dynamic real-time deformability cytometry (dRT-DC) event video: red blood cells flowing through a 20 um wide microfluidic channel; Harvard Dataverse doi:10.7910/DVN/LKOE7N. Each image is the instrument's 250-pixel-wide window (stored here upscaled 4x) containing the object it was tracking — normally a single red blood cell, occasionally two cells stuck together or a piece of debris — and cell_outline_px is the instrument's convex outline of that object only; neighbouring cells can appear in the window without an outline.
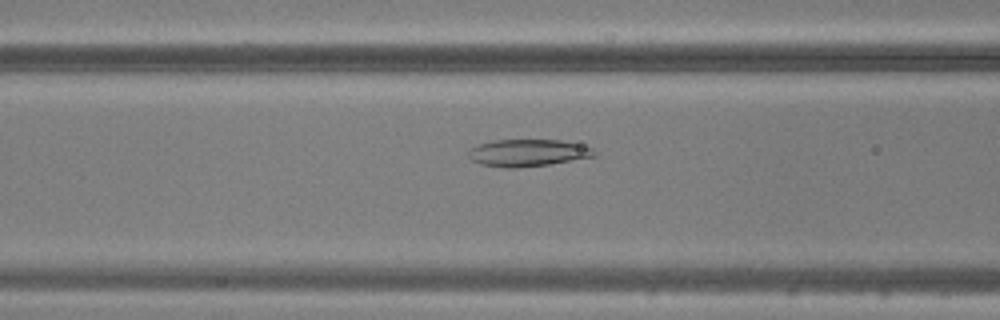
{"species": "common noctule bat (a hibernating species)", "species_latin": "Nyctalus noctula", "temperature_condition": "warm", "stored_images_in_passage": 49, "camera_frame_rate_fps": 3000, "um_per_image_px": 0.085, "animal": {"sex": "male", "body_mass_g": 20.5, "forearm_length_mm": 52.5}, "frame": {"image": 1, "passage_image": 20, "time_ms": 6.333, "image_size_px": [1000, 320], "cell_outline_px": [[596, 156], [548, 164], [516, 168], [504, 168], [480, 164], [472, 160], [468, 156], [468, 152], [472, 148], [480, 144], [496, 140], [560, 140], [592, 148], [596, 152]], "centroid_in_image_um": [44.84, 13.0], "position_along_channel_um": 121.8, "area_um2": 19.59}}
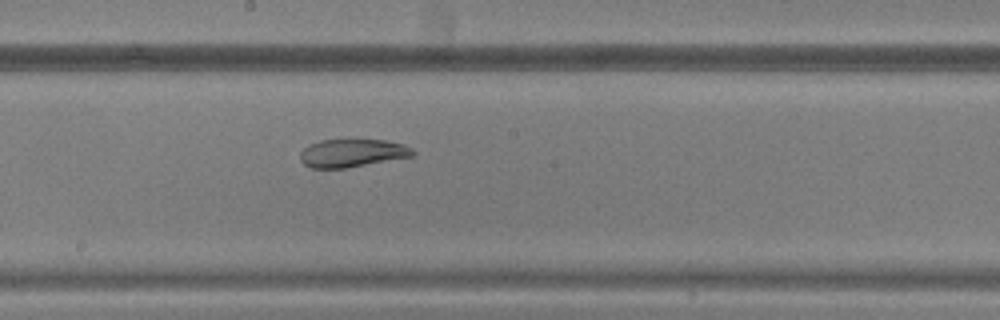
{"frame": {"image": 2, "passage_image": 27, "time_ms": 8.667, "image_size_px": [1000, 320], "cell_outline_px": [[416, 156], [344, 168], [312, 168], [304, 164], [300, 160], [300, 152], [308, 144], [320, 140], [384, 140], [404, 144], [412, 148], [416, 152]], "centroid_in_image_um": [29.96, 13.01], "position_along_channel_um": 218.2, "area_um2": 18.5}}
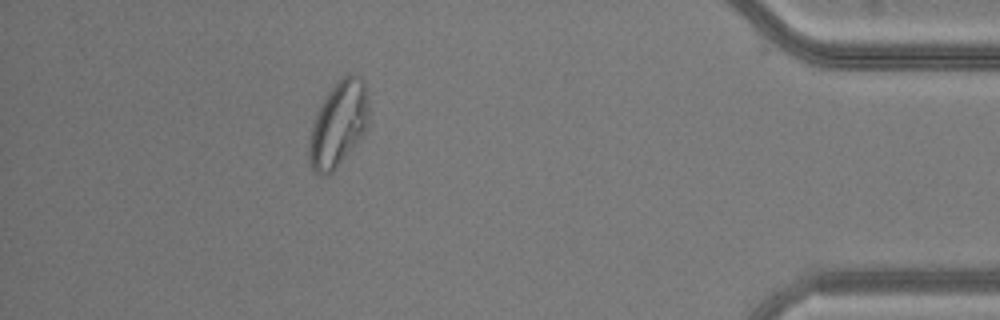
{"frame": {"image": 3, "passage_image": 44, "time_ms": 14.333, "image_size_px": [1000, 320], "cell_outline_px": [[368, 124], [364, 132], [352, 148], [336, 168], [328, 176], [320, 176], [312, 168], [308, 160], [308, 148], [312, 124], [316, 112], [320, 104], [336, 80], [344, 72], [356, 72], [364, 80], [368, 108]], "centroid_in_image_um": [28.75, 10.49], "position_along_channel_um": 406.5, "area_um2": 30.06}}